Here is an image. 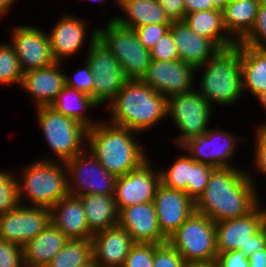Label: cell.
I'll return each instance as SVG.
<instances>
[{"instance_id": "47", "label": "cell", "mask_w": 266, "mask_h": 267, "mask_svg": "<svg viewBox=\"0 0 266 267\" xmlns=\"http://www.w3.org/2000/svg\"><path fill=\"white\" fill-rule=\"evenodd\" d=\"M185 15L192 12L215 9L211 0H184Z\"/></svg>"}, {"instance_id": "31", "label": "cell", "mask_w": 266, "mask_h": 267, "mask_svg": "<svg viewBox=\"0 0 266 267\" xmlns=\"http://www.w3.org/2000/svg\"><path fill=\"white\" fill-rule=\"evenodd\" d=\"M260 0H231L222 10L223 23L229 36L241 42L252 30Z\"/></svg>"}, {"instance_id": "56", "label": "cell", "mask_w": 266, "mask_h": 267, "mask_svg": "<svg viewBox=\"0 0 266 267\" xmlns=\"http://www.w3.org/2000/svg\"><path fill=\"white\" fill-rule=\"evenodd\" d=\"M111 2H113V3L115 4V6L118 7V5H119V0H114V1H111Z\"/></svg>"}, {"instance_id": "3", "label": "cell", "mask_w": 266, "mask_h": 267, "mask_svg": "<svg viewBox=\"0 0 266 267\" xmlns=\"http://www.w3.org/2000/svg\"><path fill=\"white\" fill-rule=\"evenodd\" d=\"M104 108L108 114L106 121L140 135L167 120V98L142 79L127 80L116 97Z\"/></svg>"}, {"instance_id": "5", "label": "cell", "mask_w": 266, "mask_h": 267, "mask_svg": "<svg viewBox=\"0 0 266 267\" xmlns=\"http://www.w3.org/2000/svg\"><path fill=\"white\" fill-rule=\"evenodd\" d=\"M19 170L16 176L20 204L52 208L69 195L65 162L36 159Z\"/></svg>"}, {"instance_id": "30", "label": "cell", "mask_w": 266, "mask_h": 267, "mask_svg": "<svg viewBox=\"0 0 266 267\" xmlns=\"http://www.w3.org/2000/svg\"><path fill=\"white\" fill-rule=\"evenodd\" d=\"M84 207L89 231L94 235L118 225V210L113 195L79 196Z\"/></svg>"}, {"instance_id": "39", "label": "cell", "mask_w": 266, "mask_h": 267, "mask_svg": "<svg viewBox=\"0 0 266 267\" xmlns=\"http://www.w3.org/2000/svg\"><path fill=\"white\" fill-rule=\"evenodd\" d=\"M215 168L196 162L191 167V182H188L187 195L191 197L194 201L204 192L208 179Z\"/></svg>"}, {"instance_id": "33", "label": "cell", "mask_w": 266, "mask_h": 267, "mask_svg": "<svg viewBox=\"0 0 266 267\" xmlns=\"http://www.w3.org/2000/svg\"><path fill=\"white\" fill-rule=\"evenodd\" d=\"M92 258L91 239H69L46 267H79Z\"/></svg>"}, {"instance_id": "11", "label": "cell", "mask_w": 266, "mask_h": 267, "mask_svg": "<svg viewBox=\"0 0 266 267\" xmlns=\"http://www.w3.org/2000/svg\"><path fill=\"white\" fill-rule=\"evenodd\" d=\"M218 254L240 250L247 256L266 247V232L257 206L248 215L215 223Z\"/></svg>"}, {"instance_id": "42", "label": "cell", "mask_w": 266, "mask_h": 267, "mask_svg": "<svg viewBox=\"0 0 266 267\" xmlns=\"http://www.w3.org/2000/svg\"><path fill=\"white\" fill-rule=\"evenodd\" d=\"M149 51L153 60L172 61L179 59V53L170 30Z\"/></svg>"}, {"instance_id": "4", "label": "cell", "mask_w": 266, "mask_h": 267, "mask_svg": "<svg viewBox=\"0 0 266 267\" xmlns=\"http://www.w3.org/2000/svg\"><path fill=\"white\" fill-rule=\"evenodd\" d=\"M197 77L200 80L197 84L195 79V90L215 108H233L235 103L243 100L240 42L219 49L207 62L196 68Z\"/></svg>"}, {"instance_id": "17", "label": "cell", "mask_w": 266, "mask_h": 267, "mask_svg": "<svg viewBox=\"0 0 266 267\" xmlns=\"http://www.w3.org/2000/svg\"><path fill=\"white\" fill-rule=\"evenodd\" d=\"M50 224V208L19 204L0 215V240L26 245Z\"/></svg>"}, {"instance_id": "2", "label": "cell", "mask_w": 266, "mask_h": 267, "mask_svg": "<svg viewBox=\"0 0 266 267\" xmlns=\"http://www.w3.org/2000/svg\"><path fill=\"white\" fill-rule=\"evenodd\" d=\"M141 140L139 133L100 119L87 131L86 148L109 173L118 177L138 169L149 159Z\"/></svg>"}, {"instance_id": "27", "label": "cell", "mask_w": 266, "mask_h": 267, "mask_svg": "<svg viewBox=\"0 0 266 267\" xmlns=\"http://www.w3.org/2000/svg\"><path fill=\"white\" fill-rule=\"evenodd\" d=\"M240 63L244 96L254 99L266 89V50L240 43Z\"/></svg>"}, {"instance_id": "36", "label": "cell", "mask_w": 266, "mask_h": 267, "mask_svg": "<svg viewBox=\"0 0 266 267\" xmlns=\"http://www.w3.org/2000/svg\"><path fill=\"white\" fill-rule=\"evenodd\" d=\"M18 181L15 171L0 170V215L19 205Z\"/></svg>"}, {"instance_id": "52", "label": "cell", "mask_w": 266, "mask_h": 267, "mask_svg": "<svg viewBox=\"0 0 266 267\" xmlns=\"http://www.w3.org/2000/svg\"><path fill=\"white\" fill-rule=\"evenodd\" d=\"M187 267H220L217 260L208 262H194L188 263Z\"/></svg>"}, {"instance_id": "38", "label": "cell", "mask_w": 266, "mask_h": 267, "mask_svg": "<svg viewBox=\"0 0 266 267\" xmlns=\"http://www.w3.org/2000/svg\"><path fill=\"white\" fill-rule=\"evenodd\" d=\"M159 244L134 243L123 267H153L154 250Z\"/></svg>"}, {"instance_id": "13", "label": "cell", "mask_w": 266, "mask_h": 267, "mask_svg": "<svg viewBox=\"0 0 266 267\" xmlns=\"http://www.w3.org/2000/svg\"><path fill=\"white\" fill-rule=\"evenodd\" d=\"M58 18L47 34L54 61L62 63L79 55L85 45H92L98 39V30L96 26L91 30L86 17L82 18L67 11L61 13Z\"/></svg>"}, {"instance_id": "51", "label": "cell", "mask_w": 266, "mask_h": 267, "mask_svg": "<svg viewBox=\"0 0 266 267\" xmlns=\"http://www.w3.org/2000/svg\"><path fill=\"white\" fill-rule=\"evenodd\" d=\"M262 200H263V195L262 196L260 195L257 206L259 207L262 216V227L266 232V205H264V202Z\"/></svg>"}, {"instance_id": "22", "label": "cell", "mask_w": 266, "mask_h": 267, "mask_svg": "<svg viewBox=\"0 0 266 267\" xmlns=\"http://www.w3.org/2000/svg\"><path fill=\"white\" fill-rule=\"evenodd\" d=\"M92 254L99 267H123L131 246V235L118 225L92 237Z\"/></svg>"}, {"instance_id": "44", "label": "cell", "mask_w": 266, "mask_h": 267, "mask_svg": "<svg viewBox=\"0 0 266 267\" xmlns=\"http://www.w3.org/2000/svg\"><path fill=\"white\" fill-rule=\"evenodd\" d=\"M171 24H147L134 28L140 43L150 50L169 31Z\"/></svg>"}, {"instance_id": "7", "label": "cell", "mask_w": 266, "mask_h": 267, "mask_svg": "<svg viewBox=\"0 0 266 267\" xmlns=\"http://www.w3.org/2000/svg\"><path fill=\"white\" fill-rule=\"evenodd\" d=\"M97 30L98 39L120 63L125 77L128 80L142 79L152 58L150 51L140 43L134 29L109 20L103 26H97Z\"/></svg>"}, {"instance_id": "48", "label": "cell", "mask_w": 266, "mask_h": 267, "mask_svg": "<svg viewBox=\"0 0 266 267\" xmlns=\"http://www.w3.org/2000/svg\"><path fill=\"white\" fill-rule=\"evenodd\" d=\"M249 267H266V247L248 256Z\"/></svg>"}, {"instance_id": "32", "label": "cell", "mask_w": 266, "mask_h": 267, "mask_svg": "<svg viewBox=\"0 0 266 267\" xmlns=\"http://www.w3.org/2000/svg\"><path fill=\"white\" fill-rule=\"evenodd\" d=\"M196 161L185 151L176 155L172 164L159 167L161 184L165 187L184 191L187 194L188 182H191V167Z\"/></svg>"}, {"instance_id": "26", "label": "cell", "mask_w": 266, "mask_h": 267, "mask_svg": "<svg viewBox=\"0 0 266 267\" xmlns=\"http://www.w3.org/2000/svg\"><path fill=\"white\" fill-rule=\"evenodd\" d=\"M69 239L51 222L23 246L25 267H46Z\"/></svg>"}, {"instance_id": "6", "label": "cell", "mask_w": 266, "mask_h": 267, "mask_svg": "<svg viewBox=\"0 0 266 267\" xmlns=\"http://www.w3.org/2000/svg\"><path fill=\"white\" fill-rule=\"evenodd\" d=\"M34 112L38 128L51 150V156L43 155L37 159L67 162L86 149L88 128L83 124L51 106L36 107Z\"/></svg>"}, {"instance_id": "29", "label": "cell", "mask_w": 266, "mask_h": 267, "mask_svg": "<svg viewBox=\"0 0 266 267\" xmlns=\"http://www.w3.org/2000/svg\"><path fill=\"white\" fill-rule=\"evenodd\" d=\"M50 106L64 116L70 117L83 124L88 129L92 128L99 122L98 118H93L95 117L94 115L90 116L91 112L89 111L97 110L100 106L91 96H88L77 89L65 86ZM87 113L89 114L87 115Z\"/></svg>"}, {"instance_id": "25", "label": "cell", "mask_w": 266, "mask_h": 267, "mask_svg": "<svg viewBox=\"0 0 266 267\" xmlns=\"http://www.w3.org/2000/svg\"><path fill=\"white\" fill-rule=\"evenodd\" d=\"M118 10L122 16L110 17L119 25L127 28L147 24H172L158 0H119Z\"/></svg>"}, {"instance_id": "34", "label": "cell", "mask_w": 266, "mask_h": 267, "mask_svg": "<svg viewBox=\"0 0 266 267\" xmlns=\"http://www.w3.org/2000/svg\"><path fill=\"white\" fill-rule=\"evenodd\" d=\"M23 79L18 56L8 41L0 43V86H18Z\"/></svg>"}, {"instance_id": "21", "label": "cell", "mask_w": 266, "mask_h": 267, "mask_svg": "<svg viewBox=\"0 0 266 267\" xmlns=\"http://www.w3.org/2000/svg\"><path fill=\"white\" fill-rule=\"evenodd\" d=\"M64 62H55L52 65L23 74L20 90L32 99L33 108L50 106L59 92L66 86Z\"/></svg>"}, {"instance_id": "53", "label": "cell", "mask_w": 266, "mask_h": 267, "mask_svg": "<svg viewBox=\"0 0 266 267\" xmlns=\"http://www.w3.org/2000/svg\"><path fill=\"white\" fill-rule=\"evenodd\" d=\"M215 9L223 10L231 0H211Z\"/></svg>"}, {"instance_id": "41", "label": "cell", "mask_w": 266, "mask_h": 267, "mask_svg": "<svg viewBox=\"0 0 266 267\" xmlns=\"http://www.w3.org/2000/svg\"><path fill=\"white\" fill-rule=\"evenodd\" d=\"M188 263L169 243L159 244L154 250L153 267H187Z\"/></svg>"}, {"instance_id": "57", "label": "cell", "mask_w": 266, "mask_h": 267, "mask_svg": "<svg viewBox=\"0 0 266 267\" xmlns=\"http://www.w3.org/2000/svg\"><path fill=\"white\" fill-rule=\"evenodd\" d=\"M260 3L266 4V0H260Z\"/></svg>"}, {"instance_id": "54", "label": "cell", "mask_w": 266, "mask_h": 267, "mask_svg": "<svg viewBox=\"0 0 266 267\" xmlns=\"http://www.w3.org/2000/svg\"><path fill=\"white\" fill-rule=\"evenodd\" d=\"M79 267H99L98 264L94 261V259L92 258L89 262L85 263L82 266Z\"/></svg>"}, {"instance_id": "45", "label": "cell", "mask_w": 266, "mask_h": 267, "mask_svg": "<svg viewBox=\"0 0 266 267\" xmlns=\"http://www.w3.org/2000/svg\"><path fill=\"white\" fill-rule=\"evenodd\" d=\"M216 260L220 267H249L247 255L240 250L220 253Z\"/></svg>"}, {"instance_id": "43", "label": "cell", "mask_w": 266, "mask_h": 267, "mask_svg": "<svg viewBox=\"0 0 266 267\" xmlns=\"http://www.w3.org/2000/svg\"><path fill=\"white\" fill-rule=\"evenodd\" d=\"M0 267H25L23 247L0 240Z\"/></svg>"}, {"instance_id": "55", "label": "cell", "mask_w": 266, "mask_h": 267, "mask_svg": "<svg viewBox=\"0 0 266 267\" xmlns=\"http://www.w3.org/2000/svg\"><path fill=\"white\" fill-rule=\"evenodd\" d=\"M87 1H90V3L91 2H96V3H99V5H101L100 7H102L103 8V4L106 6V4H107V1L106 0H87ZM105 2H106V4H105Z\"/></svg>"}, {"instance_id": "37", "label": "cell", "mask_w": 266, "mask_h": 267, "mask_svg": "<svg viewBox=\"0 0 266 267\" xmlns=\"http://www.w3.org/2000/svg\"><path fill=\"white\" fill-rule=\"evenodd\" d=\"M72 75L65 72L66 86L77 89L84 94L91 96L93 99V82L94 75L91 72V67L85 59H83L82 68L74 70Z\"/></svg>"}, {"instance_id": "40", "label": "cell", "mask_w": 266, "mask_h": 267, "mask_svg": "<svg viewBox=\"0 0 266 267\" xmlns=\"http://www.w3.org/2000/svg\"><path fill=\"white\" fill-rule=\"evenodd\" d=\"M240 43L266 50V4H259L255 24Z\"/></svg>"}, {"instance_id": "9", "label": "cell", "mask_w": 266, "mask_h": 267, "mask_svg": "<svg viewBox=\"0 0 266 267\" xmlns=\"http://www.w3.org/2000/svg\"><path fill=\"white\" fill-rule=\"evenodd\" d=\"M187 263L217 259L216 225L196 211L168 238Z\"/></svg>"}, {"instance_id": "28", "label": "cell", "mask_w": 266, "mask_h": 267, "mask_svg": "<svg viewBox=\"0 0 266 267\" xmlns=\"http://www.w3.org/2000/svg\"><path fill=\"white\" fill-rule=\"evenodd\" d=\"M183 21L193 31L211 40L219 49H225L237 44L224 27L222 10L209 9L192 12L186 14Z\"/></svg>"}, {"instance_id": "1", "label": "cell", "mask_w": 266, "mask_h": 267, "mask_svg": "<svg viewBox=\"0 0 266 267\" xmlns=\"http://www.w3.org/2000/svg\"><path fill=\"white\" fill-rule=\"evenodd\" d=\"M244 167L215 168L204 192L195 201V211L217 223L248 215L260 196Z\"/></svg>"}, {"instance_id": "24", "label": "cell", "mask_w": 266, "mask_h": 267, "mask_svg": "<svg viewBox=\"0 0 266 267\" xmlns=\"http://www.w3.org/2000/svg\"><path fill=\"white\" fill-rule=\"evenodd\" d=\"M50 222L68 239H92L81 199L67 195L50 208Z\"/></svg>"}, {"instance_id": "50", "label": "cell", "mask_w": 266, "mask_h": 267, "mask_svg": "<svg viewBox=\"0 0 266 267\" xmlns=\"http://www.w3.org/2000/svg\"><path fill=\"white\" fill-rule=\"evenodd\" d=\"M256 99V101L259 102V105H261L260 107H262V109L264 110V112L266 113V89L264 91H262L260 94H258L254 100ZM266 115V114H265ZM266 119V118H265ZM264 121V122H263ZM260 121V123L257 126H266V122L265 120Z\"/></svg>"}, {"instance_id": "19", "label": "cell", "mask_w": 266, "mask_h": 267, "mask_svg": "<svg viewBox=\"0 0 266 267\" xmlns=\"http://www.w3.org/2000/svg\"><path fill=\"white\" fill-rule=\"evenodd\" d=\"M153 202L159 228L167 239L195 212L191 197L163 184L158 186Z\"/></svg>"}, {"instance_id": "49", "label": "cell", "mask_w": 266, "mask_h": 267, "mask_svg": "<svg viewBox=\"0 0 266 267\" xmlns=\"http://www.w3.org/2000/svg\"><path fill=\"white\" fill-rule=\"evenodd\" d=\"M19 0H0V22L4 20L7 15L13 12V7H15ZM4 18V19H3Z\"/></svg>"}, {"instance_id": "20", "label": "cell", "mask_w": 266, "mask_h": 267, "mask_svg": "<svg viewBox=\"0 0 266 267\" xmlns=\"http://www.w3.org/2000/svg\"><path fill=\"white\" fill-rule=\"evenodd\" d=\"M118 226L131 235L134 243L168 242L159 228L153 201L122 208L118 213Z\"/></svg>"}, {"instance_id": "46", "label": "cell", "mask_w": 266, "mask_h": 267, "mask_svg": "<svg viewBox=\"0 0 266 267\" xmlns=\"http://www.w3.org/2000/svg\"><path fill=\"white\" fill-rule=\"evenodd\" d=\"M169 19L183 21L185 16L184 0H158Z\"/></svg>"}, {"instance_id": "12", "label": "cell", "mask_w": 266, "mask_h": 267, "mask_svg": "<svg viewBox=\"0 0 266 267\" xmlns=\"http://www.w3.org/2000/svg\"><path fill=\"white\" fill-rule=\"evenodd\" d=\"M86 49L84 59L94 75L93 100L101 108L116 97L128 79L120 63L99 39Z\"/></svg>"}, {"instance_id": "16", "label": "cell", "mask_w": 266, "mask_h": 267, "mask_svg": "<svg viewBox=\"0 0 266 267\" xmlns=\"http://www.w3.org/2000/svg\"><path fill=\"white\" fill-rule=\"evenodd\" d=\"M153 162L149 158L138 169L117 177L113 196L118 212L122 208L154 200L161 184V174L158 164Z\"/></svg>"}, {"instance_id": "14", "label": "cell", "mask_w": 266, "mask_h": 267, "mask_svg": "<svg viewBox=\"0 0 266 267\" xmlns=\"http://www.w3.org/2000/svg\"><path fill=\"white\" fill-rule=\"evenodd\" d=\"M69 195H114L117 176L109 173L86 148L65 162Z\"/></svg>"}, {"instance_id": "10", "label": "cell", "mask_w": 266, "mask_h": 267, "mask_svg": "<svg viewBox=\"0 0 266 267\" xmlns=\"http://www.w3.org/2000/svg\"><path fill=\"white\" fill-rule=\"evenodd\" d=\"M216 127L210 128L202 134L189 139L180 147V151H186L196 162L210 165L214 168L238 167L234 156H237L239 143L249 139L248 136L238 135L235 132ZM236 134V135H235ZM232 161L234 162L231 163Z\"/></svg>"}, {"instance_id": "35", "label": "cell", "mask_w": 266, "mask_h": 267, "mask_svg": "<svg viewBox=\"0 0 266 267\" xmlns=\"http://www.w3.org/2000/svg\"><path fill=\"white\" fill-rule=\"evenodd\" d=\"M254 129L255 130L252 132L254 135L253 137L254 141L252 142L254 148V151L252 152L253 164L250 165L251 169L247 170V172H248V177L251 179L253 184L258 188L257 186L258 179H256L257 177H259L258 175L261 174V176L265 177L264 179H266V126L255 125Z\"/></svg>"}, {"instance_id": "23", "label": "cell", "mask_w": 266, "mask_h": 267, "mask_svg": "<svg viewBox=\"0 0 266 267\" xmlns=\"http://www.w3.org/2000/svg\"><path fill=\"white\" fill-rule=\"evenodd\" d=\"M169 30L179 59L195 68L203 65L219 50L211 40L193 31L184 21H173Z\"/></svg>"}, {"instance_id": "8", "label": "cell", "mask_w": 266, "mask_h": 267, "mask_svg": "<svg viewBox=\"0 0 266 267\" xmlns=\"http://www.w3.org/2000/svg\"><path fill=\"white\" fill-rule=\"evenodd\" d=\"M195 89L188 93L167 98V121L170 119L175 132L174 138H169L172 144L180 148L189 139L205 133L212 122L214 107Z\"/></svg>"}, {"instance_id": "18", "label": "cell", "mask_w": 266, "mask_h": 267, "mask_svg": "<svg viewBox=\"0 0 266 267\" xmlns=\"http://www.w3.org/2000/svg\"><path fill=\"white\" fill-rule=\"evenodd\" d=\"M196 68L180 59L153 60L142 80L166 98L188 93L195 89Z\"/></svg>"}, {"instance_id": "15", "label": "cell", "mask_w": 266, "mask_h": 267, "mask_svg": "<svg viewBox=\"0 0 266 267\" xmlns=\"http://www.w3.org/2000/svg\"><path fill=\"white\" fill-rule=\"evenodd\" d=\"M8 30V42L18 56L23 74L55 63L45 29L30 24H15Z\"/></svg>"}]
</instances>
